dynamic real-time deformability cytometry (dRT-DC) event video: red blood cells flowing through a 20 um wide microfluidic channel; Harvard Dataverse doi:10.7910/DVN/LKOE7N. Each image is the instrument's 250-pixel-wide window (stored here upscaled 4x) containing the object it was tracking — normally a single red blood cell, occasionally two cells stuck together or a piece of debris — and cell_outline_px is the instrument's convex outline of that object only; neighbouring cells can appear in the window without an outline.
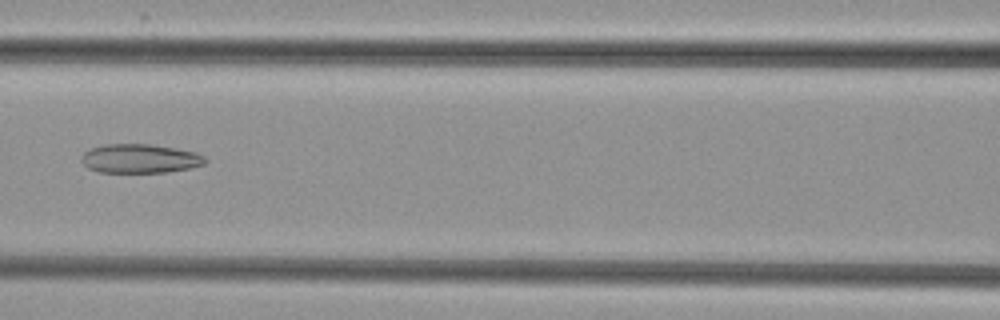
{"species": "common noctule bat (a hibernating species)", "species_latin": "Nyctalus noctula", "temperature_condition": "cold", "stored_images_in_passage": 7, "camera_frame_rate_fps": 3000, "um_per_image_px": 0.085, "animal": {"sex": "female", "body_mass_g": 29.2, "forearm_length_mm": 56.3}, "frame": {"image": 1, "passage_image": 7, "time_ms": 7.0, "image_size_px": [1000, 320], "cell_outline_px": [[208, 160], [204, 164], [188, 168], [168, 172], [96, 172], [88, 168], [80, 160], [80, 156], [84, 152], [92, 148], [104, 144], [148, 144], [176, 148], [196, 152], [204, 156]], "centroid_in_image_um": [11.88, 13.48], "position_along_channel_um": 154.7, "area_um2": 20.98}}